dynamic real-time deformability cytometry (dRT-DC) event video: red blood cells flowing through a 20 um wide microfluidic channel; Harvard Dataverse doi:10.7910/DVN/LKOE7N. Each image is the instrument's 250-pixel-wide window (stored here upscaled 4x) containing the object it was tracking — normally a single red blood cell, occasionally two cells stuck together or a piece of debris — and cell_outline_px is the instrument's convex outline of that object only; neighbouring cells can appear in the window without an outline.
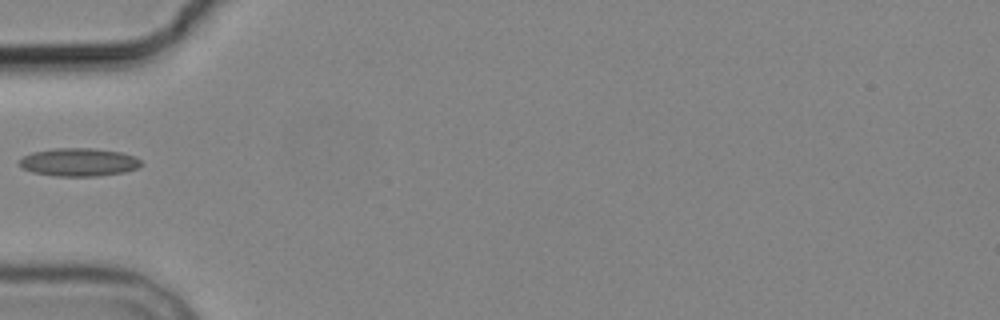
{"species": "common noctule bat (a hibernating species)", "species_latin": "Nyctalus noctula", "temperature_condition": "cold", "stored_images_in_passage": 7, "camera_frame_rate_fps": 3000, "um_per_image_px": 0.085, "animal": {"sex": "male", "body_mass_g": 19.2, "forearm_length_mm": 51.8}, "frame": {"image": 1, "passage_image": 5, "time_ms": 5.667, "image_size_px": [1000, 320], "cell_outline_px": [[144, 164], [136, 168], [124, 172], [100, 176], [56, 176], [32, 172], [24, 168], [20, 164], [20, 160], [24, 156], [32, 152], [56, 148], [92, 148], [120, 152], [136, 156]], "centroid_in_image_um": [6.74, 13.78], "position_along_channel_um": 78.3, "area_um2": 19.88}}
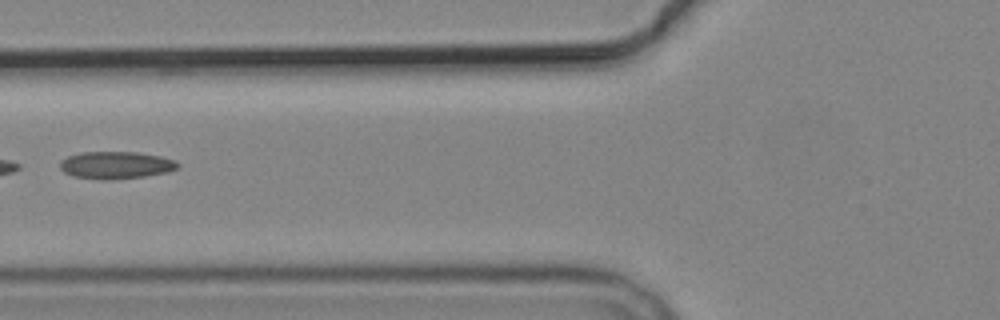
{"frame": {"image": 2, "passage_image": 6, "time_ms": 6.667, "image_size_px": [1000, 320], "cell_outline_px": [[180, 164], [176, 168], [168, 172], [144, 176], [112, 180], [100, 180], [72, 176], [64, 172], [60, 168], [60, 160], [68, 156], [80, 152], [136, 152], [160, 156], [172, 160]], "centroid_in_image_um": [9.8, 14.04], "position_along_channel_um": 116.0, "area_um2": 18.79}}